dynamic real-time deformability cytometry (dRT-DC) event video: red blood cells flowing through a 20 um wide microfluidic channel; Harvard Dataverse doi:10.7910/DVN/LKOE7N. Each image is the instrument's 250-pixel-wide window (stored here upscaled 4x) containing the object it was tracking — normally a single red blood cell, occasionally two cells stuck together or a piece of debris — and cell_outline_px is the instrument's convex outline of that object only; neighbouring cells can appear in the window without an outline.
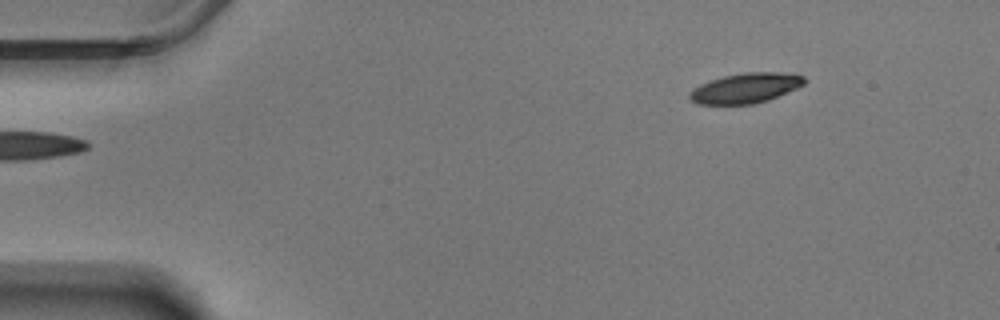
{"species": "Egyptian fruit bat (a non-hibernating species)", "species_latin": "Rousettus aegyptiacus", "temperature_condition": "warm", "stored_images_in_passage": 52, "camera_frame_rate_fps": 3000, "um_per_image_px": 0.085, "animal": {"sex": "male"}, "frame": {"image": 1, "passage_image": 1, "time_ms": 0.0, "image_size_px": [1000, 320], "cell_outline_px": [[808, 80], [804, 84], [796, 88], [768, 100], [752, 104], [696, 104], [688, 100], [688, 92], [692, 88], [700, 84], [724, 76], [744, 72], [780, 72], [804, 76]], "centroid_in_image_um": [63.33, 7.49], "position_along_channel_um": 21.7, "area_um2": 20.17}}
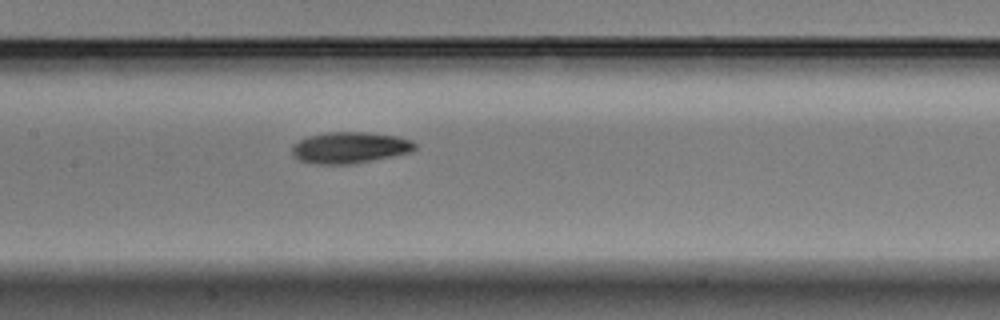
{"frame": {"image": 2, "passage_image": 22, "time_ms": 7.0, "image_size_px": [1000, 320], "cell_outline_px": [[416, 148], [412, 152], [352, 164], [316, 164], [300, 160], [292, 156], [292, 148], [300, 140], [308, 136], [328, 132], [364, 132], [396, 136], [412, 140], [416, 144]], "centroid_in_image_um": [29.75, 12.55], "position_along_channel_um": 177.7, "area_um2": 22.31}}
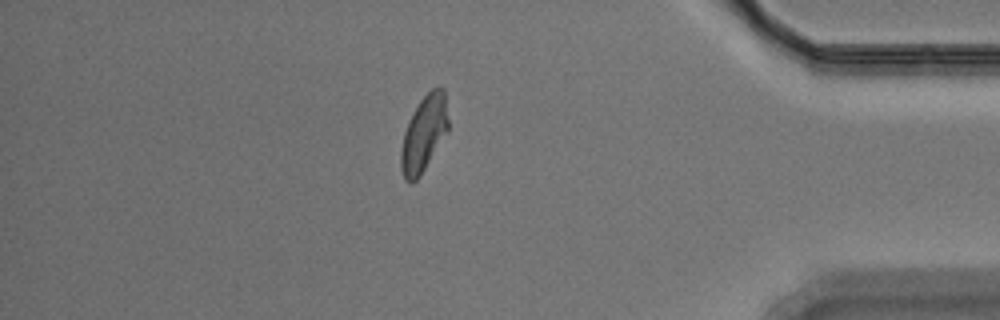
{"frame": {"image": 3, "passage_image": 44, "time_ms": 14.333, "image_size_px": [1000, 320], "cell_outline_px": [[448, 132], [420, 176], [416, 180], [404, 180], [400, 168], [400, 148], [404, 132], [408, 120], [420, 100], [432, 88], [444, 88], [448, 120]], "centroid_in_image_um": [36.02, 11.37], "position_along_channel_um": 399.2, "area_um2": 20.92}, "authors_computed_cell_mechanics": {"area_um2": 21.1259, "velocity_mm_per_s": 3.4701, "shape_relaxation_time_tau1_ms": 2.7561, "shape_relaxation_time_tau2_ms": 3.9657, "deformation_change_tau1": 0.1457, "deformation_change_tau2": 0.0954}}